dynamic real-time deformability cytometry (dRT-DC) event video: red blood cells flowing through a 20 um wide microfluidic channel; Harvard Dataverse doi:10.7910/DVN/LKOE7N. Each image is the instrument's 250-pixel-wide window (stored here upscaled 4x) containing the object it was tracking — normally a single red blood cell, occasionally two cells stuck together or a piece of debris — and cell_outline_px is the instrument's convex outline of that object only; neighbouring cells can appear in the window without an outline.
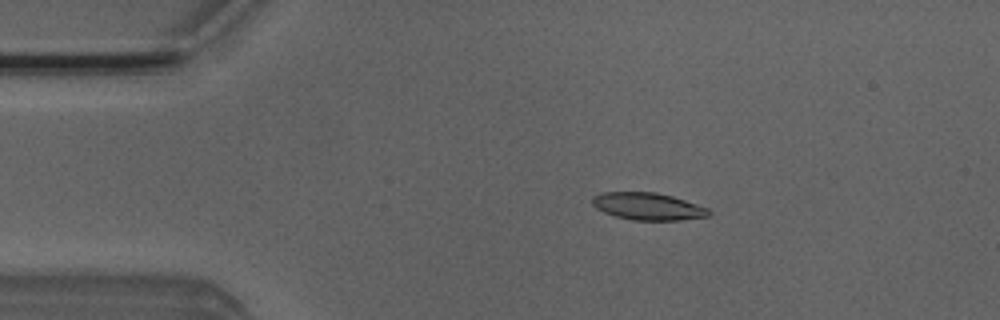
{"species": "Egyptian fruit bat (a non-hibernating species)", "species_latin": "Rousettus aegyptiacus", "temperature_condition": "room temperature", "stored_images_in_passage": 52, "camera_frame_rate_fps": 3000, "um_per_image_px": 0.085, "animal": {"sex": "male"}, "frame": {"image": 1, "passage_image": 9, "time_ms": 2.667, "image_size_px": [1000, 320], "cell_outline_px": [[712, 212], [708, 216], [680, 220], [632, 220], [616, 216], [604, 212], [596, 208], [592, 204], [592, 196], [604, 192], [656, 192], [672, 196], [708, 208]], "centroid_in_image_um": [55.06, 17.54], "position_along_channel_um": 29.9, "area_um2": 18.44}}
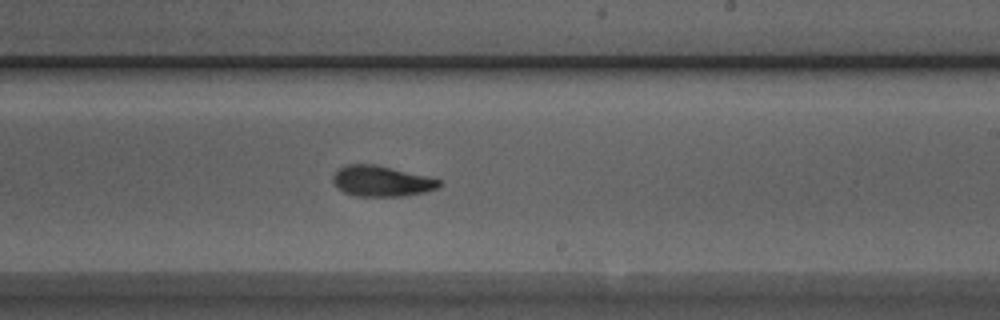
{"frame": {"image": 2, "passage_image": 30, "time_ms": 9.667, "image_size_px": [1000, 320], "cell_outline_px": [[444, 184], [436, 188], [424, 192], [404, 196], [352, 196], [336, 188], [332, 180], [332, 176], [340, 168], [348, 164], [376, 164], [428, 176], [440, 180]], "centroid_in_image_um": [32.42, 15.4], "position_along_channel_um": 256.6, "area_um2": 19.13}}
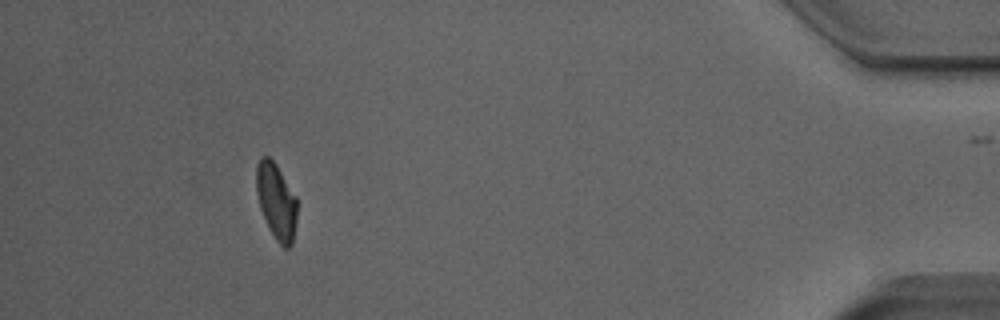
{"frame": {"image": 3, "passage_image": 47, "time_ms": 15.333, "image_size_px": [1000, 320], "cell_outline_px": [[296, 224], [292, 244], [288, 248], [284, 248], [276, 240], [260, 208], [256, 192], [256, 164], [260, 156], [268, 156], [276, 164], [296, 196]], "centroid_in_image_um": [23.48, 17.07], "position_along_channel_um": 411.7, "area_um2": 17.92}, "authors_computed_cell_mechanics": {"area_um2": 18.9584, "velocity_mm_per_s": 3.918, "shape_relaxation_time_tau1_ms": 4.368, "shape_relaxation_time_tau2_ms": 1.7458, "deformation_change_tau1": 0.179, "deformation_change_tau2": 0.0787}}